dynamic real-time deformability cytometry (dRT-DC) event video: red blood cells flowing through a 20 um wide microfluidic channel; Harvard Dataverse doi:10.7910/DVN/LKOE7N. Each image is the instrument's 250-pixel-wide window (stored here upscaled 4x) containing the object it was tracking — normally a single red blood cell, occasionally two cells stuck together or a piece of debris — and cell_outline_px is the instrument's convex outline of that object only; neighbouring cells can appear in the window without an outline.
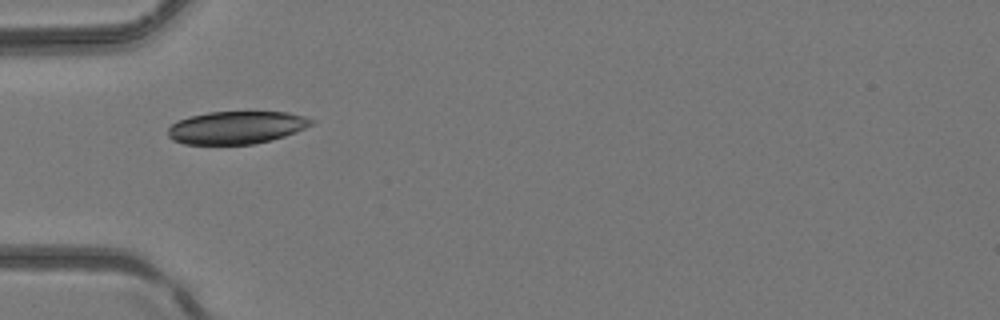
{"species": "common noctule bat (a hibernating species)", "species_latin": "Nyctalus noctula", "temperature_condition": "room temperature", "stored_images_in_passage": 5, "camera_frame_rate_fps": 3000, "um_per_image_px": 0.085, "animal": {"sex": "female", "body_mass_g": 24.6, "forearm_length_mm": 56.2}, "frame": {"image": 1, "passage_image": 4, "time_ms": 1.0, "image_size_px": [1000, 320], "cell_outline_px": [[316, 120], [312, 124], [296, 132], [272, 140], [252, 144], [184, 144], [172, 140], [168, 136], [168, 128], [172, 124], [180, 120], [192, 116], [208, 112], [288, 112], [304, 116]], "centroid_in_image_um": [20.11, 10.84], "position_along_channel_um": 64.9, "area_um2": 27.22}}
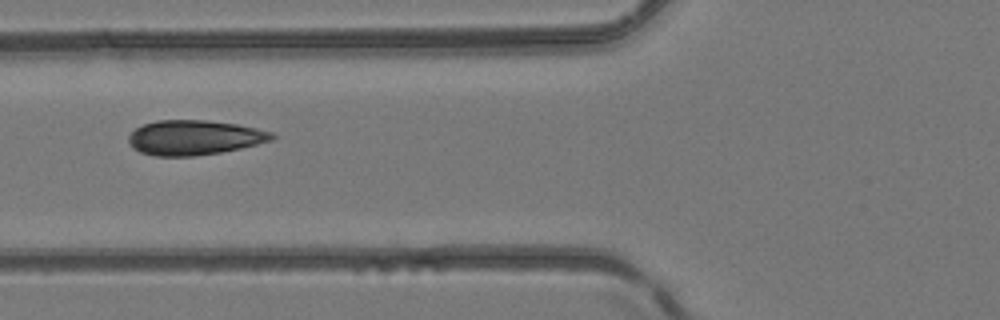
{"frame": {"image": 2, "passage_image": 5, "time_ms": 1.333, "image_size_px": [1000, 320], "cell_outline_px": [[276, 136], [272, 140], [240, 148], [220, 152], [192, 156], [156, 156], [140, 152], [132, 148], [128, 144], [128, 136], [136, 128], [144, 124], [156, 120], [204, 120], [236, 124], [256, 128], [272, 132]], "centroid_in_image_um": [16.48, 11.69], "position_along_channel_um": 109.3, "area_um2": 28.96}}